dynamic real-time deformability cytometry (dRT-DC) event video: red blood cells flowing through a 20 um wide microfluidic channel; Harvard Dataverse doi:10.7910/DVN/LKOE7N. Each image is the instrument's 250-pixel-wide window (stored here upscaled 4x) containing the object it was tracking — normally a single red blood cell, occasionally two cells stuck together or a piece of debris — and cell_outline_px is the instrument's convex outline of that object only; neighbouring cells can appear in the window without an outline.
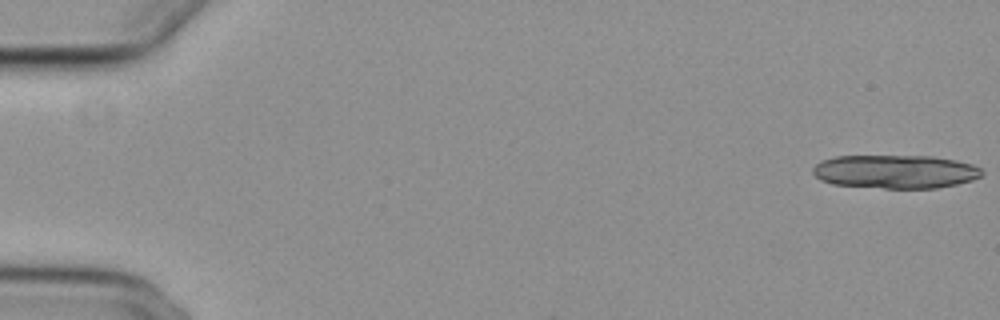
{"species": "common noctule bat (a hibernating species)", "species_latin": "Nyctalus noctula", "temperature_condition": "cold", "stored_images_in_passage": 17, "camera_frame_rate_fps": 3000, "um_per_image_px": 0.085, "animal": {"sex": "female", "body_mass_g": 29.2, "forearm_length_mm": 56.3}, "frame": {"image": 1, "passage_image": 1, "time_ms": 0.0, "image_size_px": [1000, 320], "cell_outline_px": [[984, 172], [980, 176], [972, 180], [956, 184], [936, 188], [884, 188], [832, 184], [820, 180], [812, 172], [812, 168], [820, 160], [836, 156], [932, 156], [956, 160], [972, 164], [980, 168]], "centroid_in_image_um": [76.08, 14.58], "position_along_channel_um": 8.9, "area_um2": 33.12}}